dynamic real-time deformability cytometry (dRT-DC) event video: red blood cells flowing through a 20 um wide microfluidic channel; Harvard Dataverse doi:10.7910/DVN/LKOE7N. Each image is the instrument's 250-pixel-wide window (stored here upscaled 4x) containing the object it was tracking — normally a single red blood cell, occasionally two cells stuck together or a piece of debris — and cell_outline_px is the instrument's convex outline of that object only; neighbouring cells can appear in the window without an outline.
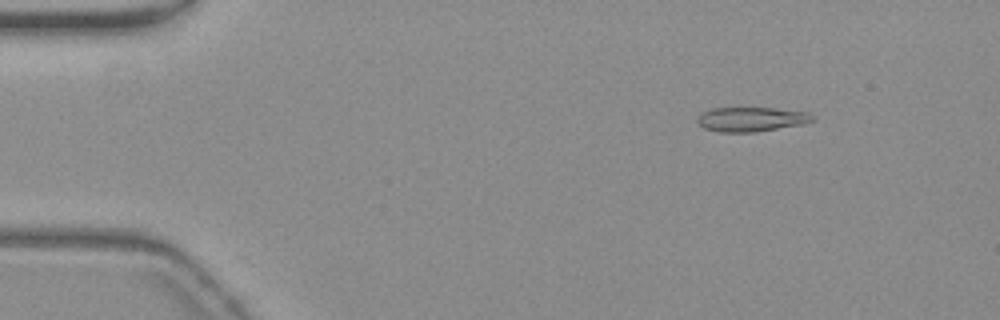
{"species": "common noctule bat (a hibernating species)", "species_latin": "Nyctalus noctula", "temperature_condition": "warm", "stored_images_in_passage": 54, "camera_frame_rate_fps": 3000, "um_per_image_px": 0.085, "animal": {"sex": "female", "body_mass_g": 19.3, "forearm_length_mm": 54.1}, "frame": {"image": 1, "passage_image": 8, "time_ms": 2.333, "image_size_px": [1000, 320], "cell_outline_px": [[816, 116], [812, 120], [804, 124], [756, 132], [720, 132], [704, 128], [696, 120], [700, 112], [712, 108], [776, 108], [808, 112]], "centroid_in_image_um": [63.86, 10.13], "position_along_channel_um": 21.1, "area_um2": 16.53}}
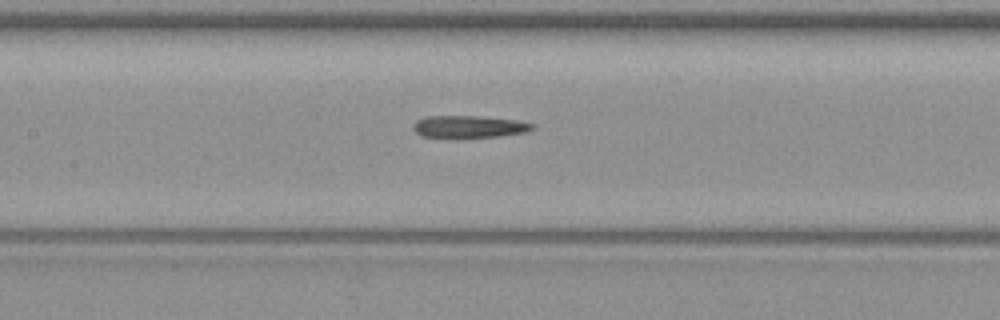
{"frame": {"image": 2, "passage_image": 27, "time_ms": 8.667, "image_size_px": [1000, 320], "cell_outline_px": [[536, 128], [524, 132], [496, 136], [424, 136], [416, 132], [412, 128], [416, 120], [428, 116], [480, 116], [516, 120], [536, 124]], "centroid_in_image_um": [39.91, 10.73], "position_along_channel_um": 167.5, "area_um2": 14.91}}
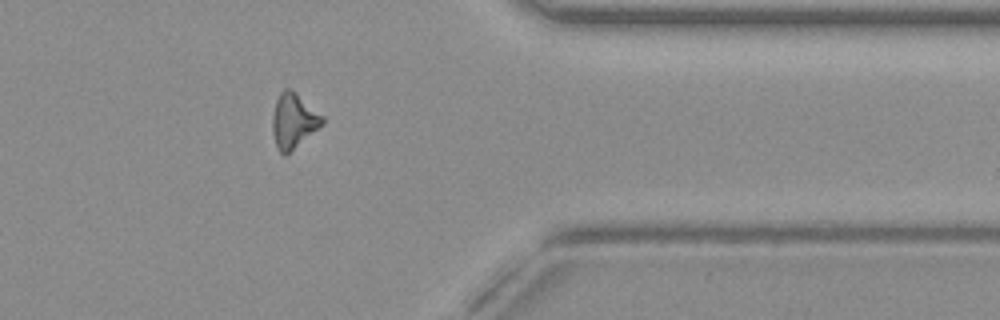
{"frame": {"image": 3, "passage_image": 46, "time_ms": 15.0, "image_size_px": [1000, 320], "cell_outline_px": [[324, 124], [284, 156], [280, 152], [276, 144], [272, 132], [272, 116], [276, 100], [280, 92], [284, 88], [292, 88], [324, 116]], "centroid_in_image_um": [24.96, 10.22], "position_along_channel_um": 386.4, "area_um2": 16.01}}